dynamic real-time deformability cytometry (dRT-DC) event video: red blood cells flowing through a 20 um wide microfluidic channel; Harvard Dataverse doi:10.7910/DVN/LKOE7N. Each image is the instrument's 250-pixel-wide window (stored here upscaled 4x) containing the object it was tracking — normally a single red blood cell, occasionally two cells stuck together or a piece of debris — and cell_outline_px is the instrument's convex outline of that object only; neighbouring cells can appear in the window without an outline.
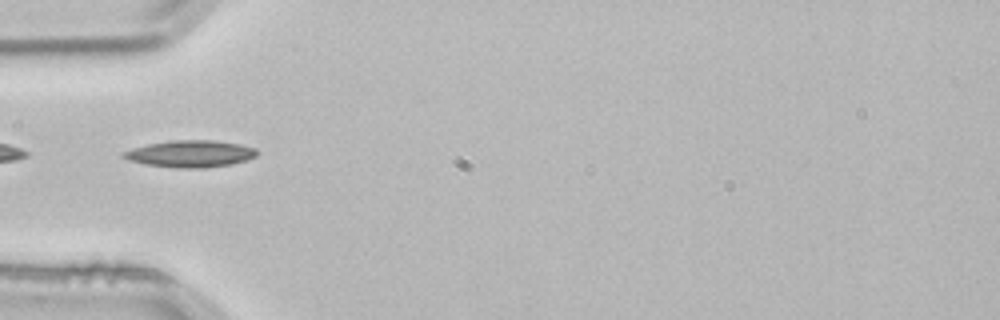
{"species": "common noctule bat (a hibernating species)", "species_latin": "Nyctalus noctula", "temperature_condition": "room temperature", "stored_images_in_passage": 1, "camera_frame_rate_fps": 3000, "um_per_image_px": 0.085, "animal": {"sex": "male", "body_mass_g": 21.5, "forearm_length_mm": 52.0}, "frame": {"image": 1, "passage_image": 1, "time_ms": 0.0, "image_size_px": [1000, 320], "cell_outline_px": [[256, 156], [248, 160], [232, 164], [204, 168], [176, 168], [144, 164], [128, 160], [120, 156], [120, 152], [132, 148], [148, 144], [172, 140], [212, 140], [240, 144], [256, 148]], "centroid_in_image_um": [16.15, 13.07], "position_along_channel_um": 68.9, "area_um2": 21.1}}